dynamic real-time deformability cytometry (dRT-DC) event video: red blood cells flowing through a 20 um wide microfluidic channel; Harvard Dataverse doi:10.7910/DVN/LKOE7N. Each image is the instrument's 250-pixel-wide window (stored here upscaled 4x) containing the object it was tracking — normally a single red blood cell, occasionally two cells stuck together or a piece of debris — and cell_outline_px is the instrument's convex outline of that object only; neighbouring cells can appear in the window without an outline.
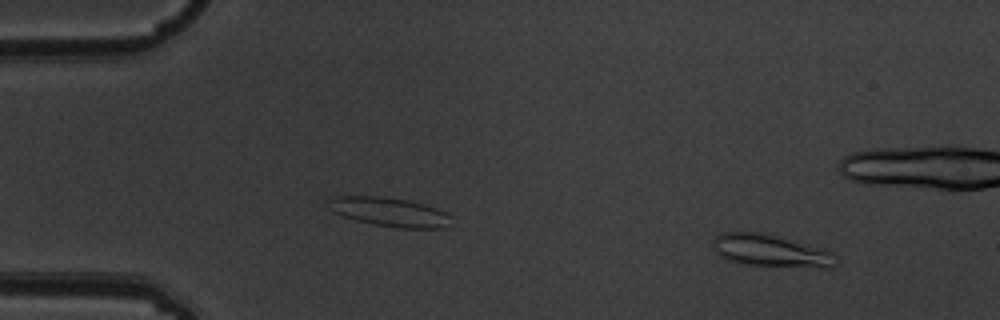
{"species": "common noctule bat (a hibernating species)", "species_latin": "Nyctalus noctula", "temperature_condition": "warm", "stored_images_in_passage": 7, "camera_frame_rate_fps": 3000, "um_per_image_px": 0.085, "animal": {"sex": "male", "body_mass_g": 19.5, "forearm_length_mm": 54.6}, "frame": {"image": 1, "passage_image": 2, "time_ms": 0.333, "image_size_px": [1000, 320], "cell_outline_px": [[840, 264], [832, 268], [824, 268], [744, 264], [720, 256], [716, 252], [712, 244], [712, 240], [720, 232], [760, 232], [780, 236], [832, 252], [836, 256]], "centroid_in_image_um": [65.55, 21.31], "position_along_channel_um": 19.4, "area_um2": 23.18}}